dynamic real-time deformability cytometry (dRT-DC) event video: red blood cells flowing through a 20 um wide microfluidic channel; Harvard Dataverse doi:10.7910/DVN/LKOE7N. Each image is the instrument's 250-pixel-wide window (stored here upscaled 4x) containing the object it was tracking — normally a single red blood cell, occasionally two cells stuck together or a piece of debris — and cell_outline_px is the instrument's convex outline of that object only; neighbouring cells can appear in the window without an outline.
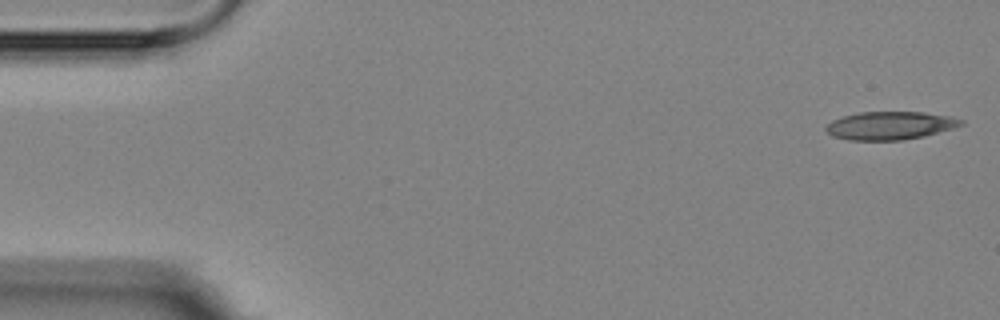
{"species": "Egyptian fruit bat (a non-hibernating species)", "species_latin": "Rousettus aegyptiacus", "temperature_condition": "room temperature", "stored_images_in_passage": 5, "camera_frame_rate_fps": 3000, "um_per_image_px": 0.085, "animal": {"sex": "female"}, "frame": {"image": 1, "passage_image": 1, "time_ms": 0.0, "image_size_px": [1000, 320], "cell_outline_px": [[964, 124], [952, 128], [924, 136], [900, 140], [848, 140], [832, 136], [824, 128], [832, 120], [856, 112], [924, 112], [948, 116], [964, 120]], "centroid_in_image_um": [75.63, 10.67], "position_along_channel_um": 9.4, "area_um2": 22.02}}
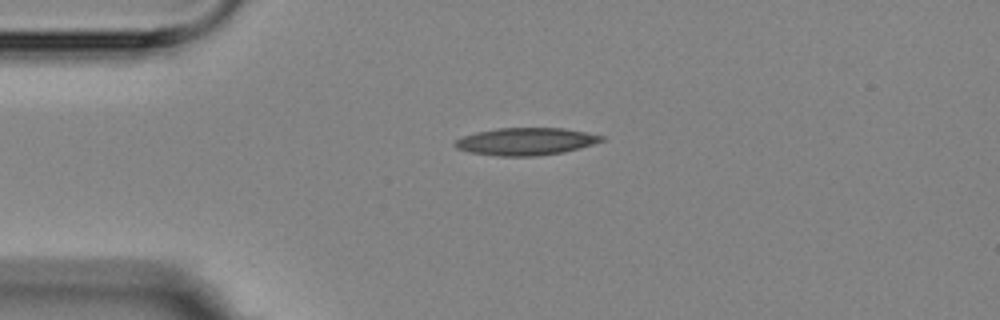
{"frame": {"image": 2, "passage_image": 4, "time_ms": 3.667, "image_size_px": [1000, 320], "cell_outline_px": [[604, 140], [580, 148], [564, 152], [536, 156], [496, 156], [468, 152], [456, 148], [452, 144], [456, 140], [464, 136], [476, 132], [500, 128], [564, 128], [604, 136]], "centroid_in_image_um": [44.67, 12.03], "position_along_channel_um": 40.3, "area_um2": 23.35}}